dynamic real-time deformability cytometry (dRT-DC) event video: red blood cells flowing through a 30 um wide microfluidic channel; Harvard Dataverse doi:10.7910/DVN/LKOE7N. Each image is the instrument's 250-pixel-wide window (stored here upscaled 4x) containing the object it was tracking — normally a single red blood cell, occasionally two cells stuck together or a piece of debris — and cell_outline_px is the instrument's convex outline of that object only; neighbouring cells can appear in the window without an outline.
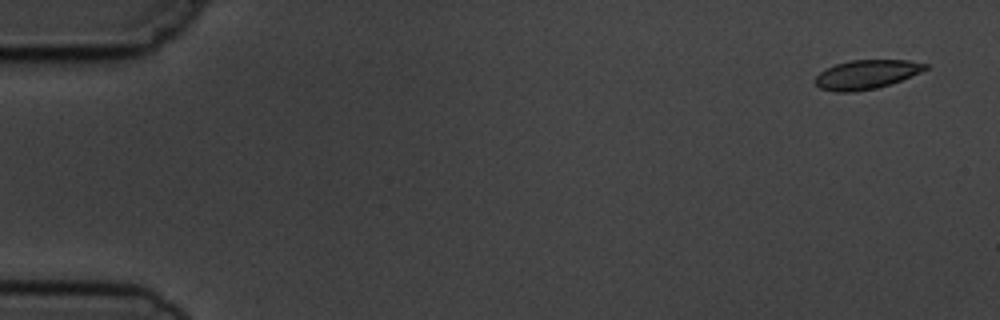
{"species": "common noctule bat (a hibernating species)", "species_latin": "Nyctalus noctula", "temperature_condition": "cold", "stored_images_in_passage": 5, "camera_frame_rate_fps": 3000, "um_per_image_px": 0.085, "animal": {"sex": "male", "body_mass_g": 19.5, "forearm_length_mm": 54.6}, "frame": {"image": 1, "passage_image": 1, "time_ms": 0.0, "image_size_px": [1000, 320], "cell_outline_px": [[928, 68], [920, 72], [900, 80], [876, 88], [852, 92], [836, 92], [820, 88], [816, 84], [816, 76], [820, 72], [836, 64], [852, 60], [908, 60], [928, 64]], "centroid_in_image_um": [73.64, 6.32], "position_along_channel_um": 11.4, "area_um2": 18.32}}
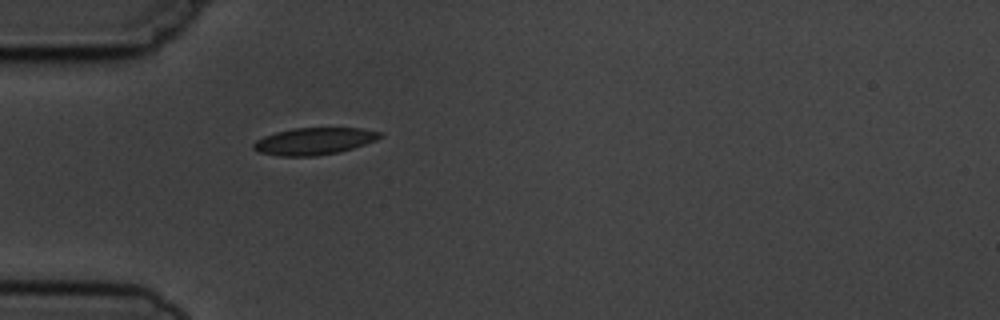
{"frame": {"image": 2, "passage_image": 5, "time_ms": 4.667, "image_size_px": [1000, 320], "cell_outline_px": [[384, 136], [376, 140], [352, 148], [336, 152], [316, 156], [280, 156], [260, 152], [252, 148], [252, 144], [256, 140], [264, 136], [276, 132], [292, 128], [360, 128], [380, 132]], "centroid_in_image_um": [26.68, 11.99], "position_along_channel_um": 58.3, "area_um2": 19.77}}